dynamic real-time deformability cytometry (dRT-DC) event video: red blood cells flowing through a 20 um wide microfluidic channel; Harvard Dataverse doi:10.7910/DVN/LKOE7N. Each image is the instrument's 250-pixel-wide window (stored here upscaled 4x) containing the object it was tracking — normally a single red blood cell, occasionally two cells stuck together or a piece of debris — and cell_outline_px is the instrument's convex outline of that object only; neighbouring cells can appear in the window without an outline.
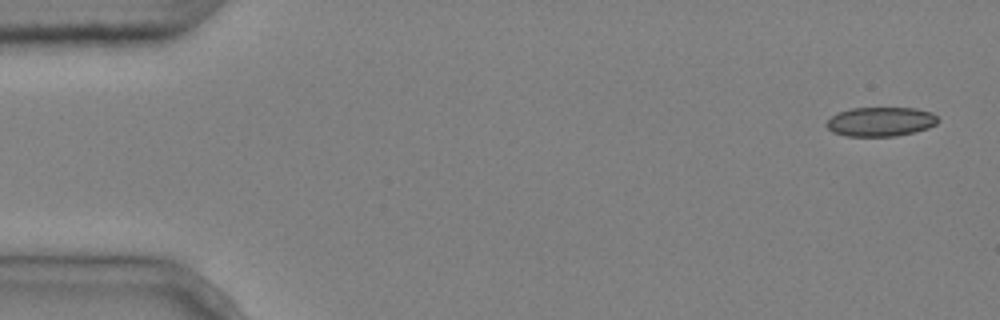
{"species": "common noctule bat (a hibernating species)", "species_latin": "Nyctalus noctula", "temperature_condition": "cold", "stored_images_in_passage": 5, "camera_frame_rate_fps": 3000, "um_per_image_px": 0.085, "animal": {"sex": "male", "body_mass_g": 20.4}, "frame": {"image": 1, "passage_image": 1, "time_ms": 0.0, "image_size_px": [1000, 320], "cell_outline_px": [[940, 120], [936, 124], [928, 128], [896, 136], [844, 136], [832, 132], [824, 124], [836, 112], [852, 108], [916, 108], [932, 112]], "centroid_in_image_um": [74.83, 10.34], "position_along_channel_um": 10.2, "area_um2": 19.13}}